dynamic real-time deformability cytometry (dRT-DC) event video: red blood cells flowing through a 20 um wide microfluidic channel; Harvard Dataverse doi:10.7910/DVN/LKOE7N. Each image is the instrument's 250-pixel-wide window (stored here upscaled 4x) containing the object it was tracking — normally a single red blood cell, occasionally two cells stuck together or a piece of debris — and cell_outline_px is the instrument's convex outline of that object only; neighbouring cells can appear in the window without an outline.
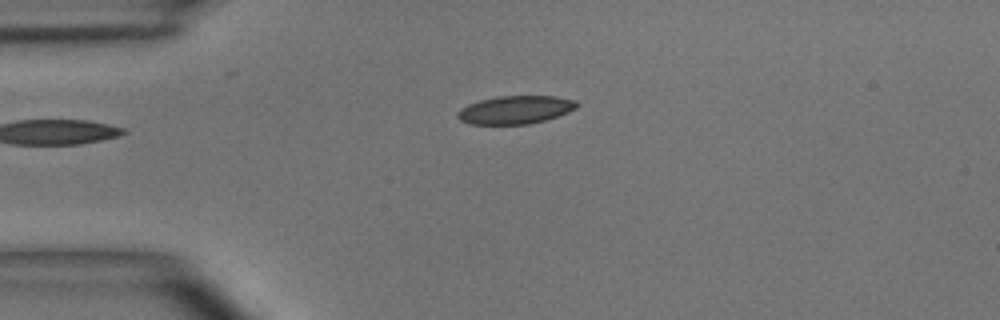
{"species": "common noctule bat (a hibernating species)", "species_latin": "Nyctalus noctula", "temperature_condition": "room temperature", "stored_images_in_passage": 2, "camera_frame_rate_fps": 3000, "um_per_image_px": 0.085, "animal": {"sex": "male", "body_mass_g": 15.6}, "frame": {"image": 1, "passage_image": 2, "time_ms": 1.0, "image_size_px": [1000, 320], "cell_outline_px": [[580, 104], [576, 108], [568, 112], [544, 120], [528, 124], [472, 124], [460, 120], [456, 116], [456, 112], [460, 108], [468, 104], [480, 100], [496, 96], [552, 96], [576, 100]], "centroid_in_image_um": [43.78, 9.32], "position_along_channel_um": 41.2, "area_um2": 19.54}}